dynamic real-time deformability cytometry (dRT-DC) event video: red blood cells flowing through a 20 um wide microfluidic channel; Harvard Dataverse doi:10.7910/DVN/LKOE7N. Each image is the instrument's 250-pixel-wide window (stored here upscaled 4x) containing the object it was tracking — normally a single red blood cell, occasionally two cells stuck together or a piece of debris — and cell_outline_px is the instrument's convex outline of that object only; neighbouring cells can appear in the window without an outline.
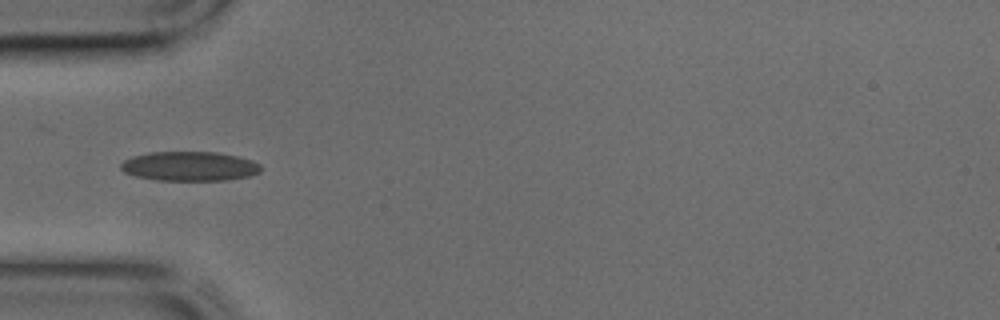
{"species": "common noctule bat (a hibernating species)", "species_latin": "Nyctalus noctula", "temperature_condition": "cold", "stored_images_in_passage": 31, "camera_frame_rate_fps": 3000, "um_per_image_px": 0.085, "animal": {"sex": "male", "body_mass_g": 17.9, "forearm_length_mm": 54.2}, "frame": {"image": 1, "passage_image": 1, "time_ms": 0.0, "image_size_px": [1000, 320], "cell_outline_px": [[260, 172], [248, 176], [224, 180], [156, 180], [136, 176], [124, 172], [120, 168], [120, 164], [124, 160], [132, 156], [152, 152], [216, 152], [236, 156], [252, 160], [260, 164]], "centroid_in_image_um": [16.09, 14.13], "position_along_channel_um": 68.9, "area_um2": 23.87}}